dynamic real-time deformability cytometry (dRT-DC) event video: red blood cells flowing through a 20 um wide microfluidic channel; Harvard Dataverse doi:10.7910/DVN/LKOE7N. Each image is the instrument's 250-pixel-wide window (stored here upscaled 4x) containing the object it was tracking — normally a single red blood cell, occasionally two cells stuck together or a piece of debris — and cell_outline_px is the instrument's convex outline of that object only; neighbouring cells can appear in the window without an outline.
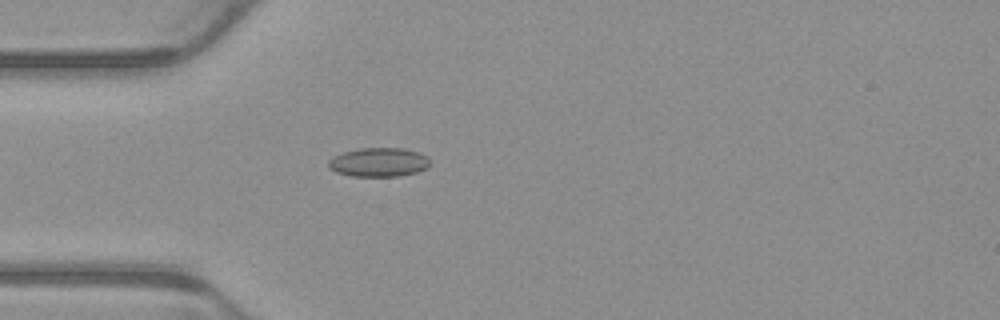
{"species": "common noctule bat (a hibernating species)", "species_latin": "Nyctalus noctula", "temperature_condition": "warm", "stored_images_in_passage": 6, "camera_frame_rate_fps": 3000, "um_per_image_px": 0.085, "animal": {"sex": "male", "body_mass_g": 23.1, "forearm_length_mm": 52.7}, "frame": {"image": 1, "passage_image": 6, "time_ms": 1.667, "image_size_px": [1000, 320], "cell_outline_px": [[428, 168], [416, 172], [400, 176], [352, 176], [336, 172], [328, 168], [328, 160], [344, 152], [360, 148], [404, 148], [420, 152], [428, 156]], "centroid_in_image_um": [32.21, 13.79], "position_along_channel_um": 52.8, "area_um2": 17.17}}